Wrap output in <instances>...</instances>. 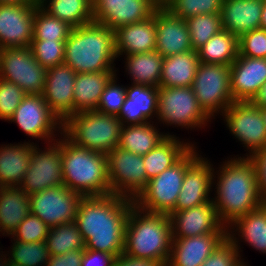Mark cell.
<instances>
[{
	"instance_id": "cell-1",
	"label": "cell",
	"mask_w": 266,
	"mask_h": 266,
	"mask_svg": "<svg viewBox=\"0 0 266 266\" xmlns=\"http://www.w3.org/2000/svg\"><path fill=\"white\" fill-rule=\"evenodd\" d=\"M134 201L114 193L83 196L75 223L85 248L118 257L124 251L125 229Z\"/></svg>"
},
{
	"instance_id": "cell-48",
	"label": "cell",
	"mask_w": 266,
	"mask_h": 266,
	"mask_svg": "<svg viewBox=\"0 0 266 266\" xmlns=\"http://www.w3.org/2000/svg\"><path fill=\"white\" fill-rule=\"evenodd\" d=\"M255 166L258 192L261 199L266 202V147L254 152L248 157Z\"/></svg>"
},
{
	"instance_id": "cell-4",
	"label": "cell",
	"mask_w": 266,
	"mask_h": 266,
	"mask_svg": "<svg viewBox=\"0 0 266 266\" xmlns=\"http://www.w3.org/2000/svg\"><path fill=\"white\" fill-rule=\"evenodd\" d=\"M173 243L168 214L143 211L132 205L125 229L123 253L167 265Z\"/></svg>"
},
{
	"instance_id": "cell-19",
	"label": "cell",
	"mask_w": 266,
	"mask_h": 266,
	"mask_svg": "<svg viewBox=\"0 0 266 266\" xmlns=\"http://www.w3.org/2000/svg\"><path fill=\"white\" fill-rule=\"evenodd\" d=\"M213 164L200 155L186 170L183 184L177 199L175 211L189 209L212 200L210 194L213 190ZM211 191V192H210Z\"/></svg>"
},
{
	"instance_id": "cell-16",
	"label": "cell",
	"mask_w": 266,
	"mask_h": 266,
	"mask_svg": "<svg viewBox=\"0 0 266 266\" xmlns=\"http://www.w3.org/2000/svg\"><path fill=\"white\" fill-rule=\"evenodd\" d=\"M157 7L152 0H93V21L115 31L149 18Z\"/></svg>"
},
{
	"instance_id": "cell-25",
	"label": "cell",
	"mask_w": 266,
	"mask_h": 266,
	"mask_svg": "<svg viewBox=\"0 0 266 266\" xmlns=\"http://www.w3.org/2000/svg\"><path fill=\"white\" fill-rule=\"evenodd\" d=\"M263 0H224L221 8L222 29L238 39L261 26Z\"/></svg>"
},
{
	"instance_id": "cell-24",
	"label": "cell",
	"mask_w": 266,
	"mask_h": 266,
	"mask_svg": "<svg viewBox=\"0 0 266 266\" xmlns=\"http://www.w3.org/2000/svg\"><path fill=\"white\" fill-rule=\"evenodd\" d=\"M227 236V233H210L173 238L166 266H201Z\"/></svg>"
},
{
	"instance_id": "cell-12",
	"label": "cell",
	"mask_w": 266,
	"mask_h": 266,
	"mask_svg": "<svg viewBox=\"0 0 266 266\" xmlns=\"http://www.w3.org/2000/svg\"><path fill=\"white\" fill-rule=\"evenodd\" d=\"M221 116L232 136L249 152L246 157L266 147V124L261 108L249 101H234Z\"/></svg>"
},
{
	"instance_id": "cell-31",
	"label": "cell",
	"mask_w": 266,
	"mask_h": 266,
	"mask_svg": "<svg viewBox=\"0 0 266 266\" xmlns=\"http://www.w3.org/2000/svg\"><path fill=\"white\" fill-rule=\"evenodd\" d=\"M116 71L77 73L74 85V110H96L101 94Z\"/></svg>"
},
{
	"instance_id": "cell-17",
	"label": "cell",
	"mask_w": 266,
	"mask_h": 266,
	"mask_svg": "<svg viewBox=\"0 0 266 266\" xmlns=\"http://www.w3.org/2000/svg\"><path fill=\"white\" fill-rule=\"evenodd\" d=\"M76 75L77 73L64 63L46 70L45 89L42 95L62 124L77 113L73 104Z\"/></svg>"
},
{
	"instance_id": "cell-58",
	"label": "cell",
	"mask_w": 266,
	"mask_h": 266,
	"mask_svg": "<svg viewBox=\"0 0 266 266\" xmlns=\"http://www.w3.org/2000/svg\"><path fill=\"white\" fill-rule=\"evenodd\" d=\"M37 1V6H41L43 5L44 2H46L47 0H36Z\"/></svg>"
},
{
	"instance_id": "cell-6",
	"label": "cell",
	"mask_w": 266,
	"mask_h": 266,
	"mask_svg": "<svg viewBox=\"0 0 266 266\" xmlns=\"http://www.w3.org/2000/svg\"><path fill=\"white\" fill-rule=\"evenodd\" d=\"M121 128L117 116L86 110L70 116L62 133L75 145L107 154L118 147Z\"/></svg>"
},
{
	"instance_id": "cell-55",
	"label": "cell",
	"mask_w": 266,
	"mask_h": 266,
	"mask_svg": "<svg viewBox=\"0 0 266 266\" xmlns=\"http://www.w3.org/2000/svg\"><path fill=\"white\" fill-rule=\"evenodd\" d=\"M0 249L2 250V248ZM0 266H19V265H16L14 263L7 261L5 257L1 255V252H0Z\"/></svg>"
},
{
	"instance_id": "cell-35",
	"label": "cell",
	"mask_w": 266,
	"mask_h": 266,
	"mask_svg": "<svg viewBox=\"0 0 266 266\" xmlns=\"http://www.w3.org/2000/svg\"><path fill=\"white\" fill-rule=\"evenodd\" d=\"M197 53L200 63L230 66L239 53L238 38L222 29L201 46Z\"/></svg>"
},
{
	"instance_id": "cell-20",
	"label": "cell",
	"mask_w": 266,
	"mask_h": 266,
	"mask_svg": "<svg viewBox=\"0 0 266 266\" xmlns=\"http://www.w3.org/2000/svg\"><path fill=\"white\" fill-rule=\"evenodd\" d=\"M173 238H186L210 233H227L213 201L175 211L170 215Z\"/></svg>"
},
{
	"instance_id": "cell-5",
	"label": "cell",
	"mask_w": 266,
	"mask_h": 266,
	"mask_svg": "<svg viewBox=\"0 0 266 266\" xmlns=\"http://www.w3.org/2000/svg\"><path fill=\"white\" fill-rule=\"evenodd\" d=\"M61 136L54 142L61 150L63 185L82 196L111 194L107 155L75 145L63 133Z\"/></svg>"
},
{
	"instance_id": "cell-59",
	"label": "cell",
	"mask_w": 266,
	"mask_h": 266,
	"mask_svg": "<svg viewBox=\"0 0 266 266\" xmlns=\"http://www.w3.org/2000/svg\"><path fill=\"white\" fill-rule=\"evenodd\" d=\"M241 266H249V264H247V262H245Z\"/></svg>"
},
{
	"instance_id": "cell-21",
	"label": "cell",
	"mask_w": 266,
	"mask_h": 266,
	"mask_svg": "<svg viewBox=\"0 0 266 266\" xmlns=\"http://www.w3.org/2000/svg\"><path fill=\"white\" fill-rule=\"evenodd\" d=\"M155 25V50L164 58L193 50L185 19L173 15L164 6H158L155 10Z\"/></svg>"
},
{
	"instance_id": "cell-43",
	"label": "cell",
	"mask_w": 266,
	"mask_h": 266,
	"mask_svg": "<svg viewBox=\"0 0 266 266\" xmlns=\"http://www.w3.org/2000/svg\"><path fill=\"white\" fill-rule=\"evenodd\" d=\"M116 74L106 85L101 94L96 111L108 115L118 116L126 99V86L117 84Z\"/></svg>"
},
{
	"instance_id": "cell-30",
	"label": "cell",
	"mask_w": 266,
	"mask_h": 266,
	"mask_svg": "<svg viewBox=\"0 0 266 266\" xmlns=\"http://www.w3.org/2000/svg\"><path fill=\"white\" fill-rule=\"evenodd\" d=\"M194 144L190 141H180V138L174 134L168 135L151 151L143 155L147 180L158 176L175 164Z\"/></svg>"
},
{
	"instance_id": "cell-27",
	"label": "cell",
	"mask_w": 266,
	"mask_h": 266,
	"mask_svg": "<svg viewBox=\"0 0 266 266\" xmlns=\"http://www.w3.org/2000/svg\"><path fill=\"white\" fill-rule=\"evenodd\" d=\"M227 235L239 252H242L239 242L243 240L256 251L266 254V202L238 218L228 227Z\"/></svg>"
},
{
	"instance_id": "cell-18",
	"label": "cell",
	"mask_w": 266,
	"mask_h": 266,
	"mask_svg": "<svg viewBox=\"0 0 266 266\" xmlns=\"http://www.w3.org/2000/svg\"><path fill=\"white\" fill-rule=\"evenodd\" d=\"M36 6L0 4V48H30Z\"/></svg>"
},
{
	"instance_id": "cell-2",
	"label": "cell",
	"mask_w": 266,
	"mask_h": 266,
	"mask_svg": "<svg viewBox=\"0 0 266 266\" xmlns=\"http://www.w3.org/2000/svg\"><path fill=\"white\" fill-rule=\"evenodd\" d=\"M213 184L216 191L212 201L227 229L238 218L264 203L258 192L254 163L248 157L237 155L225 160L213 173Z\"/></svg>"
},
{
	"instance_id": "cell-15",
	"label": "cell",
	"mask_w": 266,
	"mask_h": 266,
	"mask_svg": "<svg viewBox=\"0 0 266 266\" xmlns=\"http://www.w3.org/2000/svg\"><path fill=\"white\" fill-rule=\"evenodd\" d=\"M83 196L64 185L44 189L29 195L30 213L39 217L49 228L75 222L78 205Z\"/></svg>"
},
{
	"instance_id": "cell-13",
	"label": "cell",
	"mask_w": 266,
	"mask_h": 266,
	"mask_svg": "<svg viewBox=\"0 0 266 266\" xmlns=\"http://www.w3.org/2000/svg\"><path fill=\"white\" fill-rule=\"evenodd\" d=\"M8 121L17 123L32 139L45 140L46 144L57 140L56 130L62 133L63 124L52 113L42 94H26Z\"/></svg>"
},
{
	"instance_id": "cell-40",
	"label": "cell",
	"mask_w": 266,
	"mask_h": 266,
	"mask_svg": "<svg viewBox=\"0 0 266 266\" xmlns=\"http://www.w3.org/2000/svg\"><path fill=\"white\" fill-rule=\"evenodd\" d=\"M185 21L194 51L222 30L221 14H200Z\"/></svg>"
},
{
	"instance_id": "cell-34",
	"label": "cell",
	"mask_w": 266,
	"mask_h": 266,
	"mask_svg": "<svg viewBox=\"0 0 266 266\" xmlns=\"http://www.w3.org/2000/svg\"><path fill=\"white\" fill-rule=\"evenodd\" d=\"M153 123L152 121L141 125L122 126L118 147L137 155L147 154L168 135H171L169 132H160V129L157 130L158 127Z\"/></svg>"
},
{
	"instance_id": "cell-9",
	"label": "cell",
	"mask_w": 266,
	"mask_h": 266,
	"mask_svg": "<svg viewBox=\"0 0 266 266\" xmlns=\"http://www.w3.org/2000/svg\"><path fill=\"white\" fill-rule=\"evenodd\" d=\"M202 109L211 117L222 114L233 102L230 91V66L200 63L192 84Z\"/></svg>"
},
{
	"instance_id": "cell-44",
	"label": "cell",
	"mask_w": 266,
	"mask_h": 266,
	"mask_svg": "<svg viewBox=\"0 0 266 266\" xmlns=\"http://www.w3.org/2000/svg\"><path fill=\"white\" fill-rule=\"evenodd\" d=\"M49 229L39 217L29 213L10 237L24 243L45 241Z\"/></svg>"
},
{
	"instance_id": "cell-51",
	"label": "cell",
	"mask_w": 266,
	"mask_h": 266,
	"mask_svg": "<svg viewBox=\"0 0 266 266\" xmlns=\"http://www.w3.org/2000/svg\"><path fill=\"white\" fill-rule=\"evenodd\" d=\"M114 266H164V265L161 262H157L155 260L135 258L122 253L116 258Z\"/></svg>"
},
{
	"instance_id": "cell-47",
	"label": "cell",
	"mask_w": 266,
	"mask_h": 266,
	"mask_svg": "<svg viewBox=\"0 0 266 266\" xmlns=\"http://www.w3.org/2000/svg\"><path fill=\"white\" fill-rule=\"evenodd\" d=\"M238 49L241 56L266 59V30L258 28L243 34Z\"/></svg>"
},
{
	"instance_id": "cell-37",
	"label": "cell",
	"mask_w": 266,
	"mask_h": 266,
	"mask_svg": "<svg viewBox=\"0 0 266 266\" xmlns=\"http://www.w3.org/2000/svg\"><path fill=\"white\" fill-rule=\"evenodd\" d=\"M45 244L50 255H62L69 251L85 249V242L75 222L50 228Z\"/></svg>"
},
{
	"instance_id": "cell-26",
	"label": "cell",
	"mask_w": 266,
	"mask_h": 266,
	"mask_svg": "<svg viewBox=\"0 0 266 266\" xmlns=\"http://www.w3.org/2000/svg\"><path fill=\"white\" fill-rule=\"evenodd\" d=\"M156 48L155 11L147 19L123 25L115 30V50L121 55L140 54ZM120 56V57H119Z\"/></svg>"
},
{
	"instance_id": "cell-46",
	"label": "cell",
	"mask_w": 266,
	"mask_h": 266,
	"mask_svg": "<svg viewBox=\"0 0 266 266\" xmlns=\"http://www.w3.org/2000/svg\"><path fill=\"white\" fill-rule=\"evenodd\" d=\"M25 95L15 83L0 78V119L8 121Z\"/></svg>"
},
{
	"instance_id": "cell-10",
	"label": "cell",
	"mask_w": 266,
	"mask_h": 266,
	"mask_svg": "<svg viewBox=\"0 0 266 266\" xmlns=\"http://www.w3.org/2000/svg\"><path fill=\"white\" fill-rule=\"evenodd\" d=\"M106 155L111 192L134 201L148 184L143 155L119 147Z\"/></svg>"
},
{
	"instance_id": "cell-39",
	"label": "cell",
	"mask_w": 266,
	"mask_h": 266,
	"mask_svg": "<svg viewBox=\"0 0 266 266\" xmlns=\"http://www.w3.org/2000/svg\"><path fill=\"white\" fill-rule=\"evenodd\" d=\"M71 30L67 23L50 15L41 6H36L32 40L66 41Z\"/></svg>"
},
{
	"instance_id": "cell-36",
	"label": "cell",
	"mask_w": 266,
	"mask_h": 266,
	"mask_svg": "<svg viewBox=\"0 0 266 266\" xmlns=\"http://www.w3.org/2000/svg\"><path fill=\"white\" fill-rule=\"evenodd\" d=\"M41 7L72 28L93 21V0H47Z\"/></svg>"
},
{
	"instance_id": "cell-50",
	"label": "cell",
	"mask_w": 266,
	"mask_h": 266,
	"mask_svg": "<svg viewBox=\"0 0 266 266\" xmlns=\"http://www.w3.org/2000/svg\"><path fill=\"white\" fill-rule=\"evenodd\" d=\"M84 250H73L62 255H50L45 266H81Z\"/></svg>"
},
{
	"instance_id": "cell-42",
	"label": "cell",
	"mask_w": 266,
	"mask_h": 266,
	"mask_svg": "<svg viewBox=\"0 0 266 266\" xmlns=\"http://www.w3.org/2000/svg\"><path fill=\"white\" fill-rule=\"evenodd\" d=\"M30 49L45 69L64 63L65 41L32 40Z\"/></svg>"
},
{
	"instance_id": "cell-53",
	"label": "cell",
	"mask_w": 266,
	"mask_h": 266,
	"mask_svg": "<svg viewBox=\"0 0 266 266\" xmlns=\"http://www.w3.org/2000/svg\"><path fill=\"white\" fill-rule=\"evenodd\" d=\"M0 4H23L37 6L36 0H0Z\"/></svg>"
},
{
	"instance_id": "cell-7",
	"label": "cell",
	"mask_w": 266,
	"mask_h": 266,
	"mask_svg": "<svg viewBox=\"0 0 266 266\" xmlns=\"http://www.w3.org/2000/svg\"><path fill=\"white\" fill-rule=\"evenodd\" d=\"M192 146L175 164L151 178L134 200L143 211L169 214L177 203L187 168L200 156Z\"/></svg>"
},
{
	"instance_id": "cell-23",
	"label": "cell",
	"mask_w": 266,
	"mask_h": 266,
	"mask_svg": "<svg viewBox=\"0 0 266 266\" xmlns=\"http://www.w3.org/2000/svg\"><path fill=\"white\" fill-rule=\"evenodd\" d=\"M158 89L133 83L126 86V99L117 116L122 126L146 124L157 118Z\"/></svg>"
},
{
	"instance_id": "cell-56",
	"label": "cell",
	"mask_w": 266,
	"mask_h": 266,
	"mask_svg": "<svg viewBox=\"0 0 266 266\" xmlns=\"http://www.w3.org/2000/svg\"><path fill=\"white\" fill-rule=\"evenodd\" d=\"M157 6H164L169 0H152Z\"/></svg>"
},
{
	"instance_id": "cell-8",
	"label": "cell",
	"mask_w": 266,
	"mask_h": 266,
	"mask_svg": "<svg viewBox=\"0 0 266 266\" xmlns=\"http://www.w3.org/2000/svg\"><path fill=\"white\" fill-rule=\"evenodd\" d=\"M211 117L200 106L192 87H159L157 119L160 124L197 129Z\"/></svg>"
},
{
	"instance_id": "cell-49",
	"label": "cell",
	"mask_w": 266,
	"mask_h": 266,
	"mask_svg": "<svg viewBox=\"0 0 266 266\" xmlns=\"http://www.w3.org/2000/svg\"><path fill=\"white\" fill-rule=\"evenodd\" d=\"M116 256L91 249H84L81 266H114Z\"/></svg>"
},
{
	"instance_id": "cell-32",
	"label": "cell",
	"mask_w": 266,
	"mask_h": 266,
	"mask_svg": "<svg viewBox=\"0 0 266 266\" xmlns=\"http://www.w3.org/2000/svg\"><path fill=\"white\" fill-rule=\"evenodd\" d=\"M29 213L28 194L19 187L0 188V234L9 237Z\"/></svg>"
},
{
	"instance_id": "cell-29",
	"label": "cell",
	"mask_w": 266,
	"mask_h": 266,
	"mask_svg": "<svg viewBox=\"0 0 266 266\" xmlns=\"http://www.w3.org/2000/svg\"><path fill=\"white\" fill-rule=\"evenodd\" d=\"M199 64L194 50L165 57L159 87H191Z\"/></svg>"
},
{
	"instance_id": "cell-33",
	"label": "cell",
	"mask_w": 266,
	"mask_h": 266,
	"mask_svg": "<svg viewBox=\"0 0 266 266\" xmlns=\"http://www.w3.org/2000/svg\"><path fill=\"white\" fill-rule=\"evenodd\" d=\"M125 69L133 84L159 88L164 57L157 51L125 55Z\"/></svg>"
},
{
	"instance_id": "cell-14",
	"label": "cell",
	"mask_w": 266,
	"mask_h": 266,
	"mask_svg": "<svg viewBox=\"0 0 266 266\" xmlns=\"http://www.w3.org/2000/svg\"><path fill=\"white\" fill-rule=\"evenodd\" d=\"M32 154L28 170L19 188L26 194L32 195L44 189L63 185L62 156L60 147L48 143L45 150L32 142Z\"/></svg>"
},
{
	"instance_id": "cell-11",
	"label": "cell",
	"mask_w": 266,
	"mask_h": 266,
	"mask_svg": "<svg viewBox=\"0 0 266 266\" xmlns=\"http://www.w3.org/2000/svg\"><path fill=\"white\" fill-rule=\"evenodd\" d=\"M46 70L34 58L30 48L0 49V78L15 83L26 94H42Z\"/></svg>"
},
{
	"instance_id": "cell-28",
	"label": "cell",
	"mask_w": 266,
	"mask_h": 266,
	"mask_svg": "<svg viewBox=\"0 0 266 266\" xmlns=\"http://www.w3.org/2000/svg\"><path fill=\"white\" fill-rule=\"evenodd\" d=\"M32 145L24 141L0 146V188L19 187L30 165Z\"/></svg>"
},
{
	"instance_id": "cell-54",
	"label": "cell",
	"mask_w": 266,
	"mask_h": 266,
	"mask_svg": "<svg viewBox=\"0 0 266 266\" xmlns=\"http://www.w3.org/2000/svg\"><path fill=\"white\" fill-rule=\"evenodd\" d=\"M260 28H263L266 30V0H263Z\"/></svg>"
},
{
	"instance_id": "cell-52",
	"label": "cell",
	"mask_w": 266,
	"mask_h": 266,
	"mask_svg": "<svg viewBox=\"0 0 266 266\" xmlns=\"http://www.w3.org/2000/svg\"><path fill=\"white\" fill-rule=\"evenodd\" d=\"M250 102L259 108L266 107V82L260 87Z\"/></svg>"
},
{
	"instance_id": "cell-57",
	"label": "cell",
	"mask_w": 266,
	"mask_h": 266,
	"mask_svg": "<svg viewBox=\"0 0 266 266\" xmlns=\"http://www.w3.org/2000/svg\"><path fill=\"white\" fill-rule=\"evenodd\" d=\"M261 111H262V114H263V119H264L265 124H266V107L261 108Z\"/></svg>"
},
{
	"instance_id": "cell-3",
	"label": "cell",
	"mask_w": 266,
	"mask_h": 266,
	"mask_svg": "<svg viewBox=\"0 0 266 266\" xmlns=\"http://www.w3.org/2000/svg\"><path fill=\"white\" fill-rule=\"evenodd\" d=\"M116 59L115 31L97 22L72 28L65 41L64 64L76 73L117 71Z\"/></svg>"
},
{
	"instance_id": "cell-22",
	"label": "cell",
	"mask_w": 266,
	"mask_h": 266,
	"mask_svg": "<svg viewBox=\"0 0 266 266\" xmlns=\"http://www.w3.org/2000/svg\"><path fill=\"white\" fill-rule=\"evenodd\" d=\"M266 82V59L241 56L230 65V91L234 101H251Z\"/></svg>"
},
{
	"instance_id": "cell-45",
	"label": "cell",
	"mask_w": 266,
	"mask_h": 266,
	"mask_svg": "<svg viewBox=\"0 0 266 266\" xmlns=\"http://www.w3.org/2000/svg\"><path fill=\"white\" fill-rule=\"evenodd\" d=\"M241 256L227 236L201 266H241L245 263Z\"/></svg>"
},
{
	"instance_id": "cell-38",
	"label": "cell",
	"mask_w": 266,
	"mask_h": 266,
	"mask_svg": "<svg viewBox=\"0 0 266 266\" xmlns=\"http://www.w3.org/2000/svg\"><path fill=\"white\" fill-rule=\"evenodd\" d=\"M13 241L10 251H7L9 253L1 251V255L7 261L19 266H45L48 263L50 254L45 241L28 243Z\"/></svg>"
},
{
	"instance_id": "cell-41",
	"label": "cell",
	"mask_w": 266,
	"mask_h": 266,
	"mask_svg": "<svg viewBox=\"0 0 266 266\" xmlns=\"http://www.w3.org/2000/svg\"><path fill=\"white\" fill-rule=\"evenodd\" d=\"M224 0H169L164 7L173 15L188 19L200 14H221Z\"/></svg>"
}]
</instances>
